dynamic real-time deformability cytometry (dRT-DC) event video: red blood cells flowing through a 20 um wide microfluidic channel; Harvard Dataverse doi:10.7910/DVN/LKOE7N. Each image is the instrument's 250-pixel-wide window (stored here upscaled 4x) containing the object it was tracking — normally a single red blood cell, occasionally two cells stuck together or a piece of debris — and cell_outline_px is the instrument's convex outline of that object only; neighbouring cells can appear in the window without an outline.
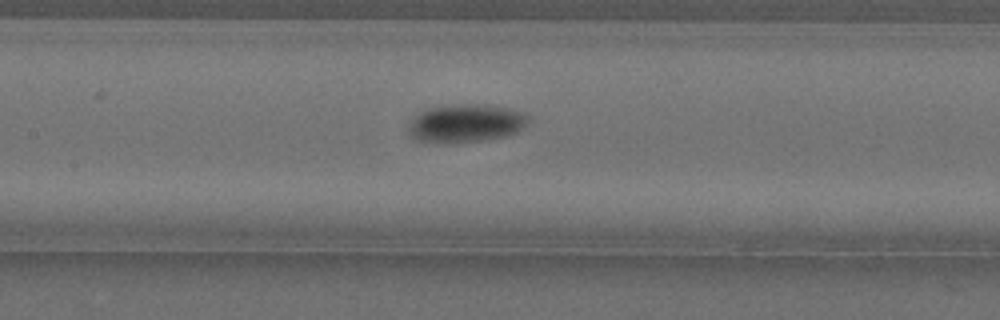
{"species": "Egyptian fruit bat (a non-hibernating species)", "species_latin": "Rousettus aegyptiacus", "temperature_condition": "cold", "stored_images_in_passage": 43, "segment_of_instrument_passage": [1, 2], "camera_frame_rate_fps": 3000, "um_per_image_px": 0.085, "animal": {"sex": "female"}, "frame": {"image": 1, "passage_image": 13, "time_ms": 4.0, "image_size_px": [1000, 320], "cell_outline_px": [[528, 120], [516, 132], [504, 136], [476, 140], [420, 140], [412, 136], [408, 132], [408, 128], [412, 120], [420, 112], [428, 108], [448, 104], [476, 104], [508, 108], [524, 112], [528, 116]], "centroid_in_image_um": [39.6, 10.41], "position_along_channel_um": 167.8, "area_um2": 25.43}}
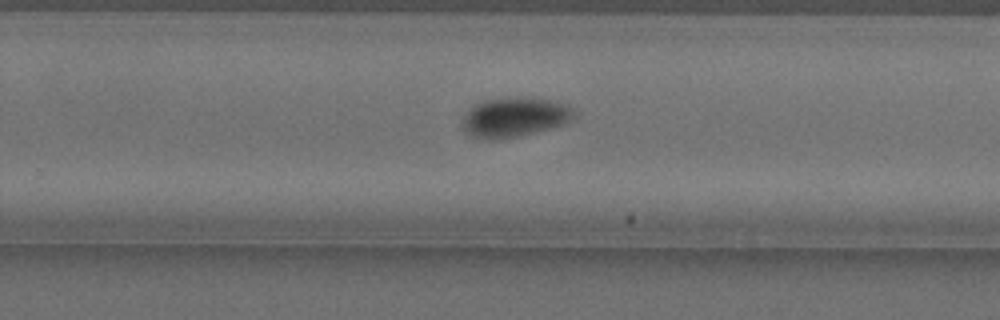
{"frame": {"image": 2, "passage_image": 23, "time_ms": 7.333, "image_size_px": [1000, 320], "cell_outline_px": [[576, 116], [572, 120], [548, 128], [500, 140], [492, 140], [476, 136], [468, 132], [464, 128], [464, 112], [476, 104], [484, 100], [516, 96], [556, 100], [568, 104], [576, 108]], "centroid_in_image_um": [43.81, 9.91], "position_along_channel_um": 286.0, "area_um2": 25.72}}
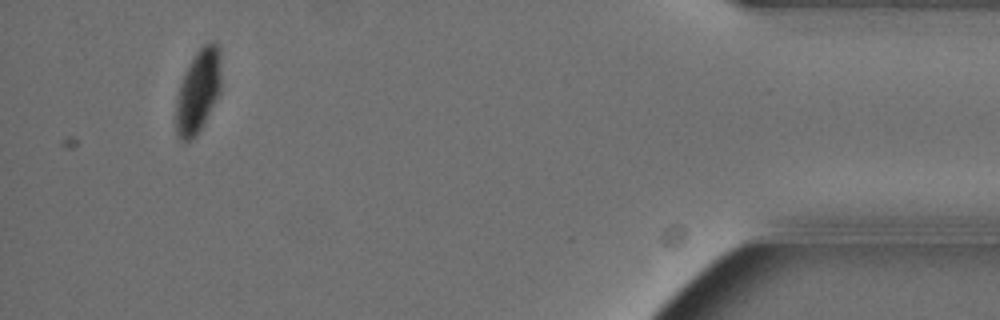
{"frame": {"image": 3, "passage_image": 39, "time_ms": 12.667, "image_size_px": [1000, 320], "cell_outline_px": [[220, 92], [196, 136], [188, 140], [180, 140], [176, 132], [176, 96], [184, 72], [196, 52], [208, 40], [212, 40], [220, 48]], "centroid_in_image_um": [16.83, 7.7], "position_along_channel_um": 418.4, "area_um2": 21.85}}